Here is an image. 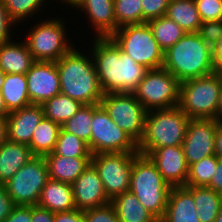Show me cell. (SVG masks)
Segmentation results:
<instances>
[{"label":"cell","mask_w":222,"mask_h":222,"mask_svg":"<svg viewBox=\"0 0 222 222\" xmlns=\"http://www.w3.org/2000/svg\"><path fill=\"white\" fill-rule=\"evenodd\" d=\"M42 105L31 104L7 116L8 140L29 145L35 127L44 118Z\"/></svg>","instance_id":"19"},{"label":"cell","mask_w":222,"mask_h":222,"mask_svg":"<svg viewBox=\"0 0 222 222\" xmlns=\"http://www.w3.org/2000/svg\"><path fill=\"white\" fill-rule=\"evenodd\" d=\"M55 213L41 208L38 205L32 206V222H54Z\"/></svg>","instance_id":"45"},{"label":"cell","mask_w":222,"mask_h":222,"mask_svg":"<svg viewBox=\"0 0 222 222\" xmlns=\"http://www.w3.org/2000/svg\"><path fill=\"white\" fill-rule=\"evenodd\" d=\"M34 155L28 145L7 140L0 146V184H5Z\"/></svg>","instance_id":"24"},{"label":"cell","mask_w":222,"mask_h":222,"mask_svg":"<svg viewBox=\"0 0 222 222\" xmlns=\"http://www.w3.org/2000/svg\"><path fill=\"white\" fill-rule=\"evenodd\" d=\"M171 188L148 156L134 158L129 191L158 221L164 216Z\"/></svg>","instance_id":"6"},{"label":"cell","mask_w":222,"mask_h":222,"mask_svg":"<svg viewBox=\"0 0 222 222\" xmlns=\"http://www.w3.org/2000/svg\"><path fill=\"white\" fill-rule=\"evenodd\" d=\"M15 28L17 29V25L9 18L4 1L0 0V45L2 43L8 42L18 35L16 33L19 30H16Z\"/></svg>","instance_id":"41"},{"label":"cell","mask_w":222,"mask_h":222,"mask_svg":"<svg viewBox=\"0 0 222 222\" xmlns=\"http://www.w3.org/2000/svg\"><path fill=\"white\" fill-rule=\"evenodd\" d=\"M163 68L181 83L216 72L213 50L198 33H186L164 52Z\"/></svg>","instance_id":"3"},{"label":"cell","mask_w":222,"mask_h":222,"mask_svg":"<svg viewBox=\"0 0 222 222\" xmlns=\"http://www.w3.org/2000/svg\"><path fill=\"white\" fill-rule=\"evenodd\" d=\"M82 105L79 101L60 93L45 101L42 107L45 118L62 125L72 118Z\"/></svg>","instance_id":"31"},{"label":"cell","mask_w":222,"mask_h":222,"mask_svg":"<svg viewBox=\"0 0 222 222\" xmlns=\"http://www.w3.org/2000/svg\"><path fill=\"white\" fill-rule=\"evenodd\" d=\"M86 222H119L114 206L109 203L102 207L83 211Z\"/></svg>","instance_id":"38"},{"label":"cell","mask_w":222,"mask_h":222,"mask_svg":"<svg viewBox=\"0 0 222 222\" xmlns=\"http://www.w3.org/2000/svg\"><path fill=\"white\" fill-rule=\"evenodd\" d=\"M56 155L64 157H92L88 144L75 136L60 129L58 140L53 151Z\"/></svg>","instance_id":"34"},{"label":"cell","mask_w":222,"mask_h":222,"mask_svg":"<svg viewBox=\"0 0 222 222\" xmlns=\"http://www.w3.org/2000/svg\"><path fill=\"white\" fill-rule=\"evenodd\" d=\"M77 46L75 45L56 62L61 93L83 105L100 104L104 92L93 57L87 47L81 48L80 44Z\"/></svg>","instance_id":"2"},{"label":"cell","mask_w":222,"mask_h":222,"mask_svg":"<svg viewBox=\"0 0 222 222\" xmlns=\"http://www.w3.org/2000/svg\"><path fill=\"white\" fill-rule=\"evenodd\" d=\"M111 204L116 210L119 222H159L130 191L115 197Z\"/></svg>","instance_id":"25"},{"label":"cell","mask_w":222,"mask_h":222,"mask_svg":"<svg viewBox=\"0 0 222 222\" xmlns=\"http://www.w3.org/2000/svg\"><path fill=\"white\" fill-rule=\"evenodd\" d=\"M76 209L87 210L111 203L108 199L97 169L92 163L72 183Z\"/></svg>","instance_id":"17"},{"label":"cell","mask_w":222,"mask_h":222,"mask_svg":"<svg viewBox=\"0 0 222 222\" xmlns=\"http://www.w3.org/2000/svg\"><path fill=\"white\" fill-rule=\"evenodd\" d=\"M49 180L48 167L43 156H34L4 185L14 205H38L41 191Z\"/></svg>","instance_id":"11"},{"label":"cell","mask_w":222,"mask_h":222,"mask_svg":"<svg viewBox=\"0 0 222 222\" xmlns=\"http://www.w3.org/2000/svg\"><path fill=\"white\" fill-rule=\"evenodd\" d=\"M49 179L72 184L89 166L91 157H64L54 152L44 156Z\"/></svg>","instance_id":"22"},{"label":"cell","mask_w":222,"mask_h":222,"mask_svg":"<svg viewBox=\"0 0 222 222\" xmlns=\"http://www.w3.org/2000/svg\"><path fill=\"white\" fill-rule=\"evenodd\" d=\"M1 94L9 112L31 105L24 74H5Z\"/></svg>","instance_id":"26"},{"label":"cell","mask_w":222,"mask_h":222,"mask_svg":"<svg viewBox=\"0 0 222 222\" xmlns=\"http://www.w3.org/2000/svg\"><path fill=\"white\" fill-rule=\"evenodd\" d=\"M5 72L0 68V91L5 80Z\"/></svg>","instance_id":"53"},{"label":"cell","mask_w":222,"mask_h":222,"mask_svg":"<svg viewBox=\"0 0 222 222\" xmlns=\"http://www.w3.org/2000/svg\"><path fill=\"white\" fill-rule=\"evenodd\" d=\"M214 222H222V206L217 214V217L215 218Z\"/></svg>","instance_id":"54"},{"label":"cell","mask_w":222,"mask_h":222,"mask_svg":"<svg viewBox=\"0 0 222 222\" xmlns=\"http://www.w3.org/2000/svg\"><path fill=\"white\" fill-rule=\"evenodd\" d=\"M218 120L191 119L188 123L182 148L188 165L215 155L214 142Z\"/></svg>","instance_id":"14"},{"label":"cell","mask_w":222,"mask_h":222,"mask_svg":"<svg viewBox=\"0 0 222 222\" xmlns=\"http://www.w3.org/2000/svg\"><path fill=\"white\" fill-rule=\"evenodd\" d=\"M139 152L93 154L91 163L97 169L104 191L110 201L129 191L134 158Z\"/></svg>","instance_id":"12"},{"label":"cell","mask_w":222,"mask_h":222,"mask_svg":"<svg viewBox=\"0 0 222 222\" xmlns=\"http://www.w3.org/2000/svg\"><path fill=\"white\" fill-rule=\"evenodd\" d=\"M180 84L166 69H150L133 92L147 111L179 106Z\"/></svg>","instance_id":"9"},{"label":"cell","mask_w":222,"mask_h":222,"mask_svg":"<svg viewBox=\"0 0 222 222\" xmlns=\"http://www.w3.org/2000/svg\"><path fill=\"white\" fill-rule=\"evenodd\" d=\"M91 122L92 104L82 105L72 118L61 125V128L86 142L90 149Z\"/></svg>","instance_id":"33"},{"label":"cell","mask_w":222,"mask_h":222,"mask_svg":"<svg viewBox=\"0 0 222 222\" xmlns=\"http://www.w3.org/2000/svg\"><path fill=\"white\" fill-rule=\"evenodd\" d=\"M110 37L137 64L148 70L163 67L164 51L155 40L148 23L120 27Z\"/></svg>","instance_id":"8"},{"label":"cell","mask_w":222,"mask_h":222,"mask_svg":"<svg viewBox=\"0 0 222 222\" xmlns=\"http://www.w3.org/2000/svg\"><path fill=\"white\" fill-rule=\"evenodd\" d=\"M159 222H200L193 194L185 187H172L163 218Z\"/></svg>","instance_id":"20"},{"label":"cell","mask_w":222,"mask_h":222,"mask_svg":"<svg viewBox=\"0 0 222 222\" xmlns=\"http://www.w3.org/2000/svg\"><path fill=\"white\" fill-rule=\"evenodd\" d=\"M8 140L7 117L0 116V146Z\"/></svg>","instance_id":"49"},{"label":"cell","mask_w":222,"mask_h":222,"mask_svg":"<svg viewBox=\"0 0 222 222\" xmlns=\"http://www.w3.org/2000/svg\"><path fill=\"white\" fill-rule=\"evenodd\" d=\"M57 15L58 17L56 14L54 17L44 15L45 19L42 17L38 22L35 20L34 24H29L23 31L22 28L20 30L24 33L21 34L22 39L24 38L35 61L57 62L76 45L71 38L69 39L68 34L71 36V33H68L70 30L68 24L66 26L65 15Z\"/></svg>","instance_id":"4"},{"label":"cell","mask_w":222,"mask_h":222,"mask_svg":"<svg viewBox=\"0 0 222 222\" xmlns=\"http://www.w3.org/2000/svg\"><path fill=\"white\" fill-rule=\"evenodd\" d=\"M217 73L220 75L221 80H222V67L217 71Z\"/></svg>","instance_id":"55"},{"label":"cell","mask_w":222,"mask_h":222,"mask_svg":"<svg viewBox=\"0 0 222 222\" xmlns=\"http://www.w3.org/2000/svg\"><path fill=\"white\" fill-rule=\"evenodd\" d=\"M116 30L126 25L143 23L141 0H114Z\"/></svg>","instance_id":"35"},{"label":"cell","mask_w":222,"mask_h":222,"mask_svg":"<svg viewBox=\"0 0 222 222\" xmlns=\"http://www.w3.org/2000/svg\"><path fill=\"white\" fill-rule=\"evenodd\" d=\"M201 22L222 20V0H194Z\"/></svg>","instance_id":"37"},{"label":"cell","mask_w":222,"mask_h":222,"mask_svg":"<svg viewBox=\"0 0 222 222\" xmlns=\"http://www.w3.org/2000/svg\"><path fill=\"white\" fill-rule=\"evenodd\" d=\"M90 151L92 155L138 152V145L127 132L116 125L101 104H92Z\"/></svg>","instance_id":"10"},{"label":"cell","mask_w":222,"mask_h":222,"mask_svg":"<svg viewBox=\"0 0 222 222\" xmlns=\"http://www.w3.org/2000/svg\"><path fill=\"white\" fill-rule=\"evenodd\" d=\"M190 120L179 106L148 111L137 143L139 154L147 156L156 148L182 145Z\"/></svg>","instance_id":"5"},{"label":"cell","mask_w":222,"mask_h":222,"mask_svg":"<svg viewBox=\"0 0 222 222\" xmlns=\"http://www.w3.org/2000/svg\"><path fill=\"white\" fill-rule=\"evenodd\" d=\"M74 9L77 14L87 17L89 24L84 29L91 28L94 33L89 32L88 35L93 34V38L110 37L116 31L114 0H81Z\"/></svg>","instance_id":"18"},{"label":"cell","mask_w":222,"mask_h":222,"mask_svg":"<svg viewBox=\"0 0 222 222\" xmlns=\"http://www.w3.org/2000/svg\"><path fill=\"white\" fill-rule=\"evenodd\" d=\"M192 194L200 222H214L222 206V194L205 186H185Z\"/></svg>","instance_id":"27"},{"label":"cell","mask_w":222,"mask_h":222,"mask_svg":"<svg viewBox=\"0 0 222 222\" xmlns=\"http://www.w3.org/2000/svg\"><path fill=\"white\" fill-rule=\"evenodd\" d=\"M89 38L87 44L104 94L133 93L148 69L121 51L111 37Z\"/></svg>","instance_id":"1"},{"label":"cell","mask_w":222,"mask_h":222,"mask_svg":"<svg viewBox=\"0 0 222 222\" xmlns=\"http://www.w3.org/2000/svg\"><path fill=\"white\" fill-rule=\"evenodd\" d=\"M38 206L53 213L76 209L72 184L49 179L41 191Z\"/></svg>","instance_id":"23"},{"label":"cell","mask_w":222,"mask_h":222,"mask_svg":"<svg viewBox=\"0 0 222 222\" xmlns=\"http://www.w3.org/2000/svg\"><path fill=\"white\" fill-rule=\"evenodd\" d=\"M217 166V156L211 155L191 164L187 177L186 186L207 187L215 174Z\"/></svg>","instance_id":"36"},{"label":"cell","mask_w":222,"mask_h":222,"mask_svg":"<svg viewBox=\"0 0 222 222\" xmlns=\"http://www.w3.org/2000/svg\"><path fill=\"white\" fill-rule=\"evenodd\" d=\"M25 76L31 104L42 105L61 93L56 62L36 61Z\"/></svg>","instance_id":"15"},{"label":"cell","mask_w":222,"mask_h":222,"mask_svg":"<svg viewBox=\"0 0 222 222\" xmlns=\"http://www.w3.org/2000/svg\"><path fill=\"white\" fill-rule=\"evenodd\" d=\"M170 0H141L143 23L165 16Z\"/></svg>","instance_id":"39"},{"label":"cell","mask_w":222,"mask_h":222,"mask_svg":"<svg viewBox=\"0 0 222 222\" xmlns=\"http://www.w3.org/2000/svg\"><path fill=\"white\" fill-rule=\"evenodd\" d=\"M54 222H86L83 211L73 209L55 213Z\"/></svg>","instance_id":"44"},{"label":"cell","mask_w":222,"mask_h":222,"mask_svg":"<svg viewBox=\"0 0 222 222\" xmlns=\"http://www.w3.org/2000/svg\"><path fill=\"white\" fill-rule=\"evenodd\" d=\"M165 16L187 33H197L202 23L194 0H170Z\"/></svg>","instance_id":"28"},{"label":"cell","mask_w":222,"mask_h":222,"mask_svg":"<svg viewBox=\"0 0 222 222\" xmlns=\"http://www.w3.org/2000/svg\"><path fill=\"white\" fill-rule=\"evenodd\" d=\"M217 120L222 121V88H221L220 95H219Z\"/></svg>","instance_id":"52"},{"label":"cell","mask_w":222,"mask_h":222,"mask_svg":"<svg viewBox=\"0 0 222 222\" xmlns=\"http://www.w3.org/2000/svg\"><path fill=\"white\" fill-rule=\"evenodd\" d=\"M207 187L222 194V158L217 157L216 171Z\"/></svg>","instance_id":"46"},{"label":"cell","mask_w":222,"mask_h":222,"mask_svg":"<svg viewBox=\"0 0 222 222\" xmlns=\"http://www.w3.org/2000/svg\"><path fill=\"white\" fill-rule=\"evenodd\" d=\"M61 125L50 119L43 118L35 127L28 145L34 156H45L54 151Z\"/></svg>","instance_id":"29"},{"label":"cell","mask_w":222,"mask_h":222,"mask_svg":"<svg viewBox=\"0 0 222 222\" xmlns=\"http://www.w3.org/2000/svg\"><path fill=\"white\" fill-rule=\"evenodd\" d=\"M6 11L8 12L9 18L17 25L22 27V24L28 25L26 21L33 18V23L35 19L41 18V14L45 9H50V0H3ZM49 3V4H48ZM48 6H46V5ZM43 10V11H42ZM38 16V18H37ZM40 16V17H39ZM36 17V18H35ZM30 18V19H29Z\"/></svg>","instance_id":"30"},{"label":"cell","mask_w":222,"mask_h":222,"mask_svg":"<svg viewBox=\"0 0 222 222\" xmlns=\"http://www.w3.org/2000/svg\"><path fill=\"white\" fill-rule=\"evenodd\" d=\"M50 1H51L50 5L51 4L55 5L54 2H56L57 7L59 4H62V5L64 4L67 8L69 7V10L71 11V9L73 10L81 0H50Z\"/></svg>","instance_id":"50"},{"label":"cell","mask_w":222,"mask_h":222,"mask_svg":"<svg viewBox=\"0 0 222 222\" xmlns=\"http://www.w3.org/2000/svg\"><path fill=\"white\" fill-rule=\"evenodd\" d=\"M147 156L171 187L186 186L189 165L182 145L156 148Z\"/></svg>","instance_id":"16"},{"label":"cell","mask_w":222,"mask_h":222,"mask_svg":"<svg viewBox=\"0 0 222 222\" xmlns=\"http://www.w3.org/2000/svg\"><path fill=\"white\" fill-rule=\"evenodd\" d=\"M14 203L6 191L5 185L0 184V222H3L14 208Z\"/></svg>","instance_id":"43"},{"label":"cell","mask_w":222,"mask_h":222,"mask_svg":"<svg viewBox=\"0 0 222 222\" xmlns=\"http://www.w3.org/2000/svg\"><path fill=\"white\" fill-rule=\"evenodd\" d=\"M216 72L222 67V37L212 47Z\"/></svg>","instance_id":"47"},{"label":"cell","mask_w":222,"mask_h":222,"mask_svg":"<svg viewBox=\"0 0 222 222\" xmlns=\"http://www.w3.org/2000/svg\"><path fill=\"white\" fill-rule=\"evenodd\" d=\"M110 118L138 143L144 132L147 110L133 93H106L100 103Z\"/></svg>","instance_id":"13"},{"label":"cell","mask_w":222,"mask_h":222,"mask_svg":"<svg viewBox=\"0 0 222 222\" xmlns=\"http://www.w3.org/2000/svg\"><path fill=\"white\" fill-rule=\"evenodd\" d=\"M10 112L7 110V107L4 102V98L0 92V116L7 117Z\"/></svg>","instance_id":"51"},{"label":"cell","mask_w":222,"mask_h":222,"mask_svg":"<svg viewBox=\"0 0 222 222\" xmlns=\"http://www.w3.org/2000/svg\"><path fill=\"white\" fill-rule=\"evenodd\" d=\"M197 33L213 47L222 37V20L202 22Z\"/></svg>","instance_id":"40"},{"label":"cell","mask_w":222,"mask_h":222,"mask_svg":"<svg viewBox=\"0 0 222 222\" xmlns=\"http://www.w3.org/2000/svg\"><path fill=\"white\" fill-rule=\"evenodd\" d=\"M32 206L15 205L3 222H32Z\"/></svg>","instance_id":"42"},{"label":"cell","mask_w":222,"mask_h":222,"mask_svg":"<svg viewBox=\"0 0 222 222\" xmlns=\"http://www.w3.org/2000/svg\"><path fill=\"white\" fill-rule=\"evenodd\" d=\"M222 80L217 72L180 84L179 108L190 119H216Z\"/></svg>","instance_id":"7"},{"label":"cell","mask_w":222,"mask_h":222,"mask_svg":"<svg viewBox=\"0 0 222 222\" xmlns=\"http://www.w3.org/2000/svg\"><path fill=\"white\" fill-rule=\"evenodd\" d=\"M12 38L0 45V68L6 74H26L36 62L25 40Z\"/></svg>","instance_id":"21"},{"label":"cell","mask_w":222,"mask_h":222,"mask_svg":"<svg viewBox=\"0 0 222 222\" xmlns=\"http://www.w3.org/2000/svg\"><path fill=\"white\" fill-rule=\"evenodd\" d=\"M147 23L152 30L155 40L164 52L187 33L176 22L166 16L150 20Z\"/></svg>","instance_id":"32"},{"label":"cell","mask_w":222,"mask_h":222,"mask_svg":"<svg viewBox=\"0 0 222 222\" xmlns=\"http://www.w3.org/2000/svg\"><path fill=\"white\" fill-rule=\"evenodd\" d=\"M215 155L222 158V121L218 120L217 131L214 142Z\"/></svg>","instance_id":"48"}]
</instances>
